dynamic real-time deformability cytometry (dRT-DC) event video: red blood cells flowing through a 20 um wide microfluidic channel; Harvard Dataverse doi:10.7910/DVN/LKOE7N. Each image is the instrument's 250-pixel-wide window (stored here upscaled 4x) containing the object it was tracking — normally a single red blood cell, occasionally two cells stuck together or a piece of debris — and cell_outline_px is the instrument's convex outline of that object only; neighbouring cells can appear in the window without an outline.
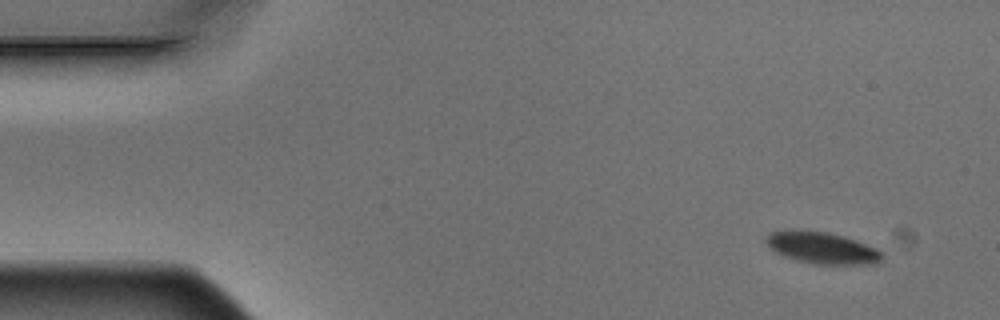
{"species": "Egyptian fruit bat (a non-hibernating species)", "species_latin": "Rousettus aegyptiacus", "temperature_condition": "warm", "stored_images_in_passage": 5, "camera_frame_rate_fps": 3000, "um_per_image_px": 0.085, "animal": {"sex": "male"}, "frame": {"image": 1, "passage_image": 1, "time_ms": 0.0, "image_size_px": [1000, 320], "cell_outline_px": [[884, 256], [876, 264], [816, 264], [796, 260], [784, 256], [768, 248], [764, 240], [768, 232], [784, 228], [800, 228], [828, 232], [844, 236], [856, 240], [876, 248], [884, 252]], "centroid_in_image_um": [69.8, 21.02], "position_along_channel_um": 15.2, "area_um2": 22.2}}
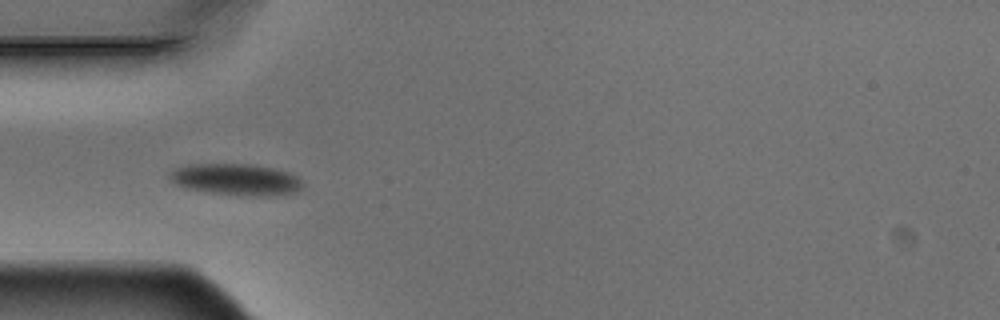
{"frame": {"image": 2, "passage_image": 4, "time_ms": 1.0, "image_size_px": [1000, 320], "cell_outline_px": [[300, 188], [296, 192], [276, 196], [240, 196], [208, 192], [184, 188], [168, 180], [168, 172], [184, 164], [252, 164], [272, 168], [288, 172], [296, 176], [300, 180]], "centroid_in_image_um": [19.99, 15.26], "position_along_channel_um": 65.0, "area_um2": 24.74}}
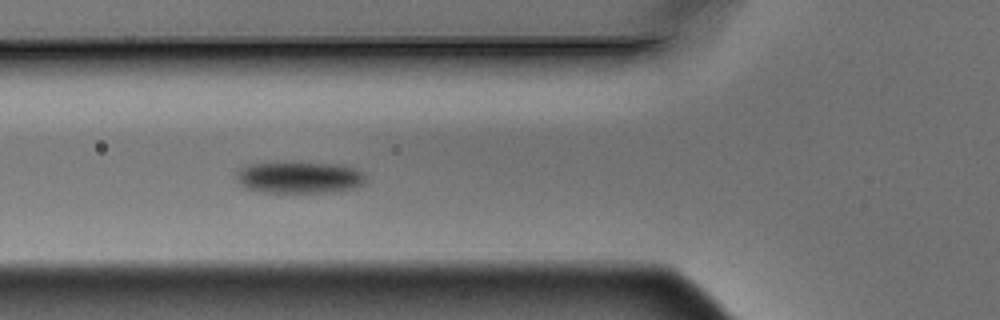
{"frame": {"image": 3, "passage_image": 5, "time_ms": 1.333, "image_size_px": [1000, 320], "cell_outline_px": [[368, 180], [364, 184], [356, 188], [332, 192], [264, 192], [248, 188], [240, 184], [236, 180], [236, 172], [240, 168], [248, 164], [340, 164], [356, 168], [364, 172], [368, 176]], "centroid_in_image_um": [25.54, 15.1], "position_along_channel_um": 100.3, "area_um2": 23.7}}